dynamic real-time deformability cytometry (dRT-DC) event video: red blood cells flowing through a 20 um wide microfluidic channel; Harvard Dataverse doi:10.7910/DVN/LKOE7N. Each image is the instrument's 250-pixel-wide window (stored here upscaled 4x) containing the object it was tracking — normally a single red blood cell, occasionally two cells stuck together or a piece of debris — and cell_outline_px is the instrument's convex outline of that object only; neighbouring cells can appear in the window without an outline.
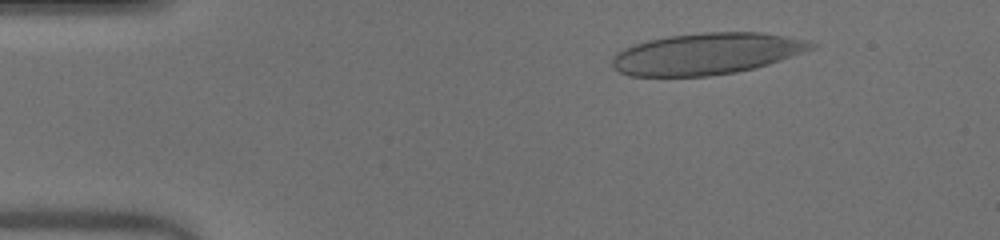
{"species": "human", "species_latin": "Homo sapiens", "temperature_condition": "warm", "stored_images_in_passage": 41, "camera_frame_rate_fps": 3000, "um_per_image_px": 0.085, "donor": {"sex": "male"}, "frame": {"image": 1, "passage_image": 7, "time_ms": 2.0, "image_size_px": [1000, 240], "cell_outline_px": [[820, 44], [816, 48], [756, 68], [736, 72], [708, 76], [628, 76], [612, 68], [612, 56], [616, 52], [624, 48], [648, 40], [668, 36], [704, 32], [760, 32], [812, 40]], "centroid_in_image_um": [60.1, 4.56], "position_along_channel_um": 24.9, "area_um2": 48.49}}
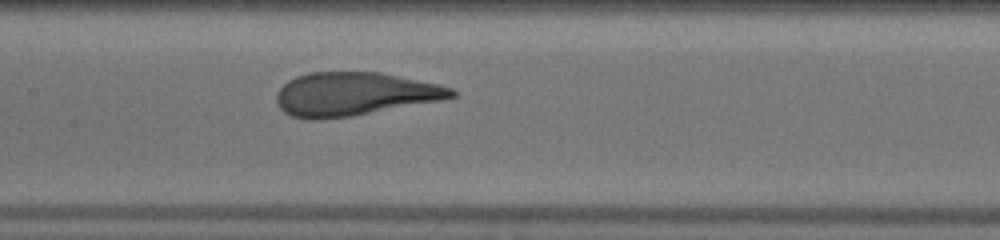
{"frame": {"image": 2, "passage_image": 24, "time_ms": 7.667, "image_size_px": [1000, 240], "cell_outline_px": [[456, 96], [440, 100], [352, 116], [320, 120], [308, 120], [292, 116], [284, 112], [280, 108], [276, 100], [276, 92], [288, 80], [296, 76], [308, 72], [380, 72], [440, 84], [452, 88], [456, 92]], "centroid_in_image_um": [30.08, 7.99], "position_along_channel_um": 177.3, "area_um2": 44.39}}
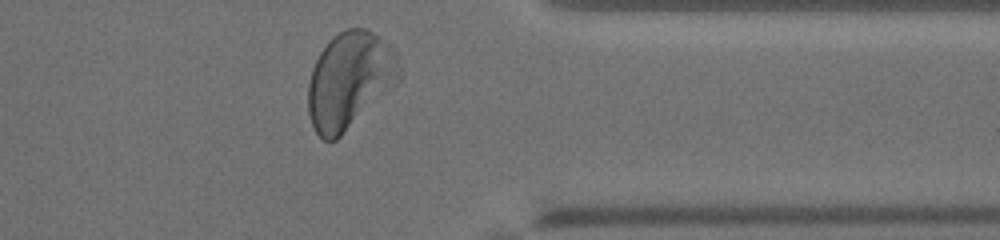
{"frame": {"image": 3, "passage_image": 40, "time_ms": 13.0, "image_size_px": [1000, 240], "cell_outline_px": [[396, 56], [340, 136], [336, 140], [324, 140], [316, 132], [312, 124], [308, 112], [308, 84], [312, 68], [320, 52], [328, 40], [332, 36], [344, 28], [364, 28], [372, 32], [396, 48]], "centroid_in_image_um": [29.36, 6.67], "position_along_channel_um": 382.0, "area_um2": 45.03}, "authors_computed_cell_mechanics": {"area_um2": 47.0492, "velocity_mm_per_s": 4.005, "shape_relaxation_time_tau1_ms": 4.107, "shape_relaxation_time_tau2_ms": null, "deformation_change_tau1": 0.1843, "deformation_change_tau2": null}}